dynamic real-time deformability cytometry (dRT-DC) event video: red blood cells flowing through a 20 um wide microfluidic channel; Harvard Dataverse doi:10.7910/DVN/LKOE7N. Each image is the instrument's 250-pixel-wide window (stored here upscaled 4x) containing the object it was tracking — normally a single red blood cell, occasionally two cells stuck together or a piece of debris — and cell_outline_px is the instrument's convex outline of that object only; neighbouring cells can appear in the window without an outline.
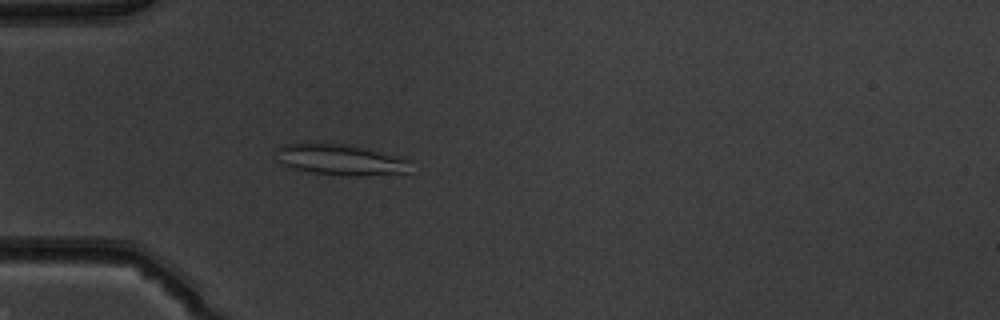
{"species": "common noctule bat (a hibernating species)", "species_latin": "Nyctalus noctula", "temperature_condition": "warm", "stored_images_in_passage": 51, "camera_frame_rate_fps": 3000, "um_per_image_px": 0.085, "animal": {"sex": "male", "body_mass_g": 19.5, "forearm_length_mm": 54.6}, "frame": {"image": 1, "passage_image": 16, "time_ms": 5.0, "image_size_px": [1000, 320], "cell_outline_px": [[412, 160], [408, 172], [356, 176], [344, 176], [308, 172], [284, 164], [280, 160], [276, 148], [284, 144], [344, 144]], "centroid_in_image_um": [28.96, 13.6], "position_along_channel_um": 56.0, "area_um2": 23.41}}
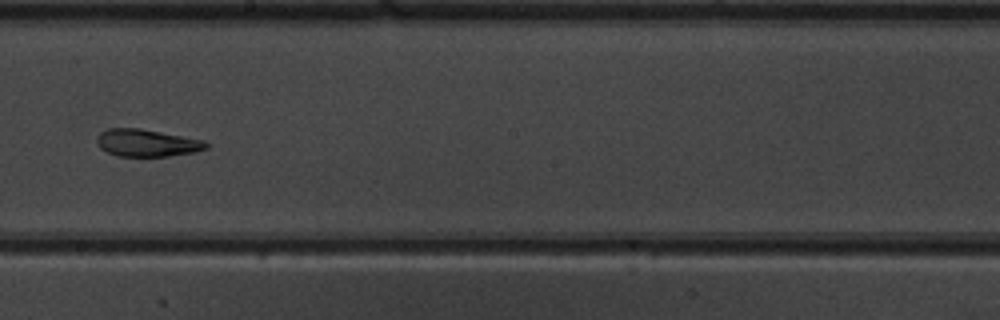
{"frame": {"image": 2, "passage_image": 30, "time_ms": 9.667, "image_size_px": [1000, 320], "cell_outline_px": [[208, 148], [196, 152], [168, 156], [116, 156], [100, 148], [96, 140], [96, 136], [100, 132], [108, 128], [140, 128], [204, 140], [208, 144]], "centroid_in_image_um": [12.47, 12.14], "position_along_channel_um": 235.7, "area_um2": 17.46}}
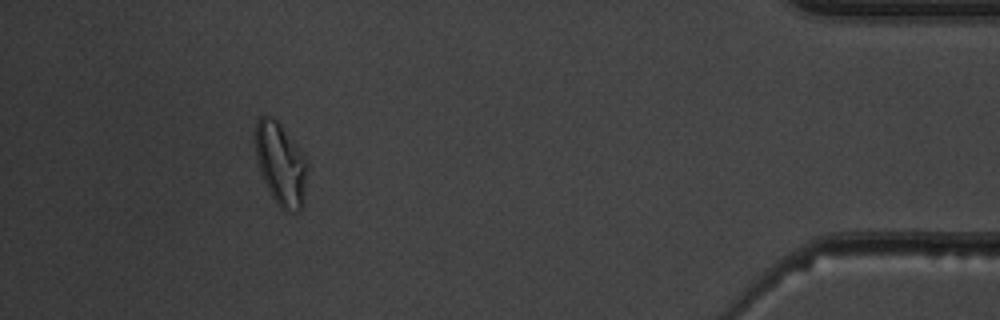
{"frame": {"image": 3, "passage_image": 47, "time_ms": 15.333, "image_size_px": [1000, 320], "cell_outline_px": [[308, 168], [300, 212], [284, 212], [280, 208], [272, 196], [260, 172], [256, 156], [256, 120], [260, 116], [272, 116], [280, 124], [308, 160]], "centroid_in_image_um": [23.87, 13.95], "position_along_channel_um": 411.3, "area_um2": 24.8}, "authors_computed_cell_mechanics": {"area_um2": 22.4842, "velocity_mm_per_s": 4.0278, "shape_relaxation_time_tau1_ms": null, "shape_relaxation_time_tau2_ms": 2.8788, "deformation_change_tau1": null, "deformation_change_tau2": 0.0945}}